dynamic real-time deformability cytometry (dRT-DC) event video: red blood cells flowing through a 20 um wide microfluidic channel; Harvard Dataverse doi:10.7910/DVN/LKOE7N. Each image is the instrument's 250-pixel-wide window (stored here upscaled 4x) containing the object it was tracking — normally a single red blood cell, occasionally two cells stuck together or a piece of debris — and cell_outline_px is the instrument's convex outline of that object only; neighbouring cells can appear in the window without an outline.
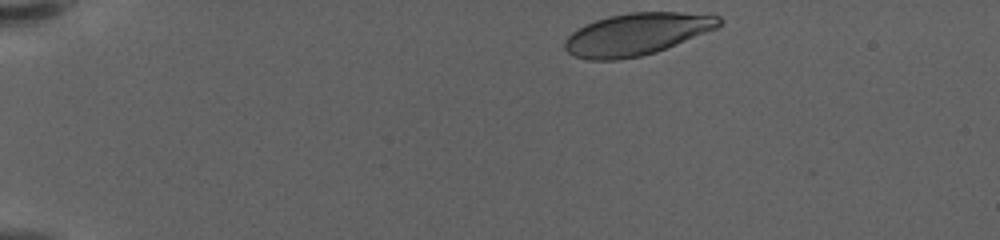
{"species": "human", "species_latin": "Homo sapiens", "temperature_condition": "warm", "stored_images_in_passage": 42, "camera_frame_rate_fps": 3000, "um_per_image_px": 0.085, "donor": {"sex": "female"}, "frame": {"image": 1, "passage_image": 1, "time_ms": 0.0, "image_size_px": [1000, 240], "cell_outline_px": [[724, 20], [716, 28], [656, 52], [640, 56], [616, 60], [588, 60], [572, 56], [564, 48], [564, 40], [576, 28], [584, 24], [608, 16], [628, 12], [680, 12], [720, 16]], "centroid_in_image_um": [54.06, 2.9], "position_along_channel_um": 30.9, "area_um2": 37.86}}
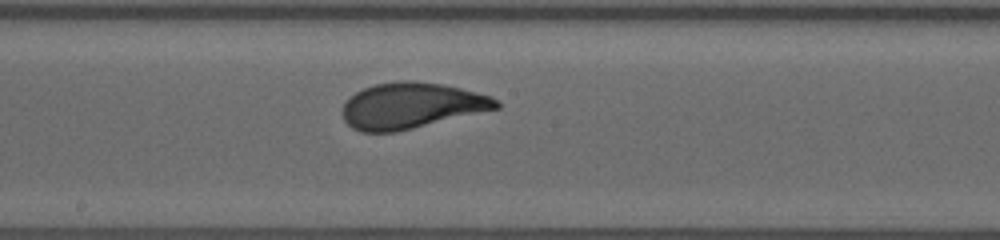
{"frame": {"image": 2, "passage_image": 24, "time_ms": 7.667, "image_size_px": [1000, 240], "cell_outline_px": [[500, 108], [396, 132], [360, 132], [352, 128], [344, 120], [340, 112], [344, 104], [356, 92], [364, 88], [376, 84], [400, 80], [416, 80], [440, 84], [460, 88], [492, 96], [500, 100]], "centroid_in_image_um": [34.97, 8.98], "position_along_channel_um": 213.2, "area_um2": 41.21}}
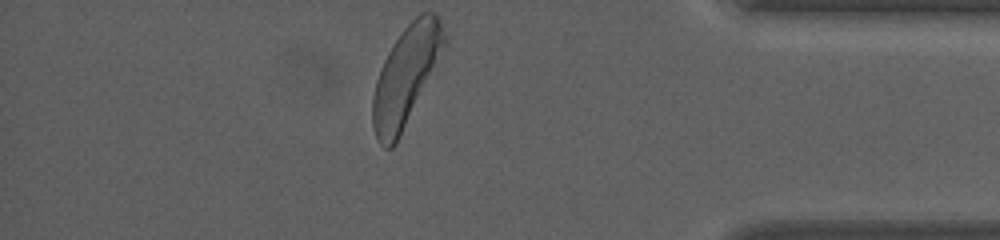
{"frame": {"image": 3, "passage_image": 42, "time_ms": 13.667, "image_size_px": [1000, 240], "cell_outline_px": [[448, 40], [396, 144], [392, 148], [384, 148], [376, 140], [372, 124], [372, 96], [376, 80], [380, 68], [388, 52], [404, 28], [420, 12], [436, 12], [440, 16], [448, 36]], "centroid_in_image_um": [34.5, 6.42], "position_along_channel_um": 400.7, "area_um2": 41.1}, "authors_computed_cell_mechanics": {"area_um2": 40.8357, "velocity_mm_per_s": 3.5512, "shape_relaxation_time_tau1_ms": 3.2464, "shape_relaxation_time_tau2_ms": null, "deformation_change_tau1": 0.1613, "deformation_change_tau2": null}}